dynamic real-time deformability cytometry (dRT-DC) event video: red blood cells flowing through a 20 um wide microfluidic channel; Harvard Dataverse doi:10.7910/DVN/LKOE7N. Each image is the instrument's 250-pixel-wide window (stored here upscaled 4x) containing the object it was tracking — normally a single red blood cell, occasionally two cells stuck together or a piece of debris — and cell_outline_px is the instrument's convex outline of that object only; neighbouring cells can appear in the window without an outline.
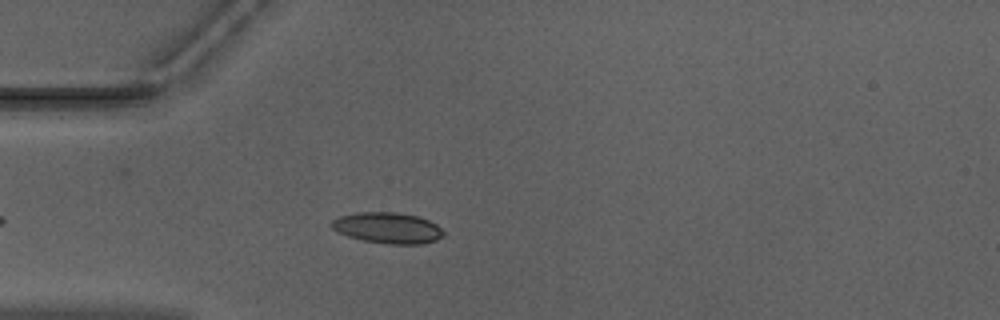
{"species": "Egyptian fruit bat (a non-hibernating species)", "species_latin": "Rousettus aegyptiacus", "temperature_condition": "warm", "stored_images_in_passage": 31, "camera_frame_rate_fps": 3000, "um_per_image_px": 0.085, "animal": {"sex": "male"}, "frame": {"image": 1, "passage_image": 7, "time_ms": 2.0, "image_size_px": [1000, 320], "cell_outline_px": [[444, 236], [436, 240], [420, 244], [388, 244], [364, 240], [348, 236], [332, 228], [332, 220], [340, 216], [356, 212], [396, 212], [416, 216], [428, 220], [436, 224], [444, 232]], "centroid_in_image_um": [32.97, 19.37], "position_along_channel_um": 52.0, "area_um2": 20.0}}
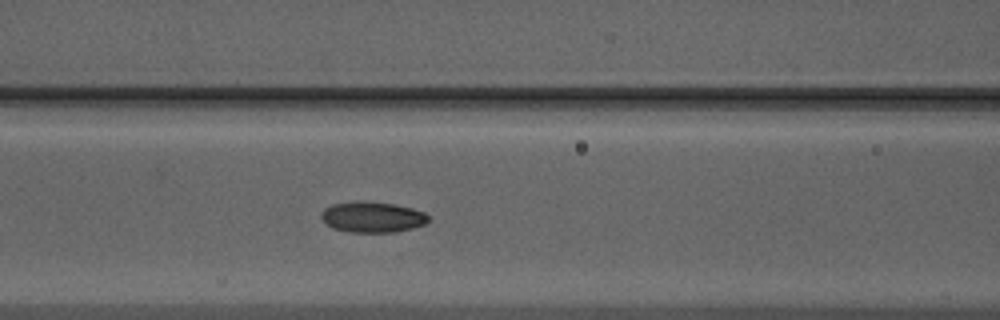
{"frame": {"image": 2, "passage_image": 14, "time_ms": 4.333, "image_size_px": [1000, 320], "cell_outline_px": [[432, 216], [424, 224], [412, 228], [396, 232], [348, 232], [332, 228], [324, 224], [320, 216], [320, 212], [324, 208], [332, 204], [396, 204], [412, 208], [424, 212]], "centroid_in_image_um": [31.66, 18.5], "position_along_channel_um": 134.9, "area_um2": 18.67}}
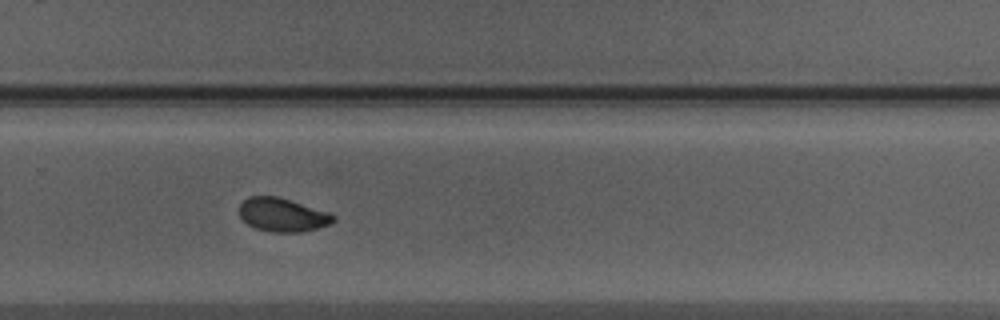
{"frame": {"image": 3, "passage_image": 27, "time_ms": 8.667, "image_size_px": [1000, 320], "cell_outline_px": [[336, 220], [332, 224], [300, 232], [272, 232], [256, 228], [248, 224], [240, 216], [240, 204], [248, 196], [276, 196], [328, 212], [336, 216]], "centroid_in_image_um": [24.02, 18.26], "position_along_channel_um": 305.8, "area_um2": 18.21}}